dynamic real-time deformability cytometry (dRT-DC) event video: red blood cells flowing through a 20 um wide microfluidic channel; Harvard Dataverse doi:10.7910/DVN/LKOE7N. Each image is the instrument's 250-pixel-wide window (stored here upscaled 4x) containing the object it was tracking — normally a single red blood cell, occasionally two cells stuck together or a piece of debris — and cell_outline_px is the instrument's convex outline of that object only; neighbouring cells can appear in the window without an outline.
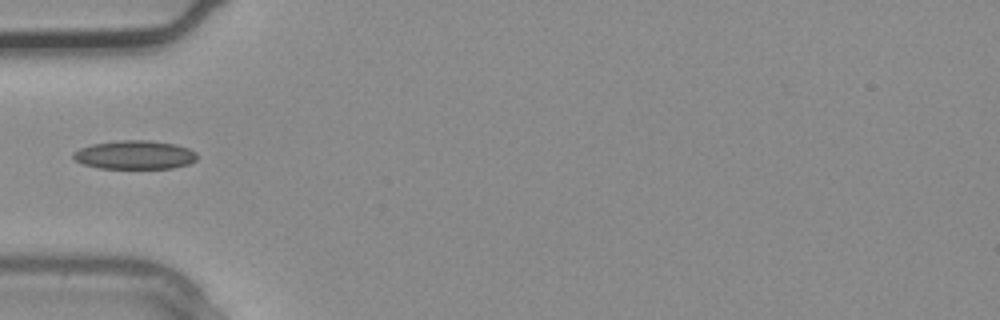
{"species": "common noctule bat (a hibernating species)", "species_latin": "Nyctalus noctula", "temperature_condition": "warm", "stored_images_in_passage": 2, "camera_frame_rate_fps": 3000, "um_per_image_px": 0.085, "animal": {"sex": "male", "body_mass_g": 20.4}, "frame": {"image": 1, "passage_image": 2, "time_ms": 0.333, "image_size_px": [1000, 320], "cell_outline_px": [[196, 160], [188, 164], [172, 168], [100, 168], [84, 164], [76, 160], [72, 156], [72, 152], [80, 148], [92, 144], [120, 140], [148, 140], [176, 144], [188, 148], [196, 152]], "centroid_in_image_um": [11.45, 13.16], "position_along_channel_um": 73.5, "area_um2": 20.63}}